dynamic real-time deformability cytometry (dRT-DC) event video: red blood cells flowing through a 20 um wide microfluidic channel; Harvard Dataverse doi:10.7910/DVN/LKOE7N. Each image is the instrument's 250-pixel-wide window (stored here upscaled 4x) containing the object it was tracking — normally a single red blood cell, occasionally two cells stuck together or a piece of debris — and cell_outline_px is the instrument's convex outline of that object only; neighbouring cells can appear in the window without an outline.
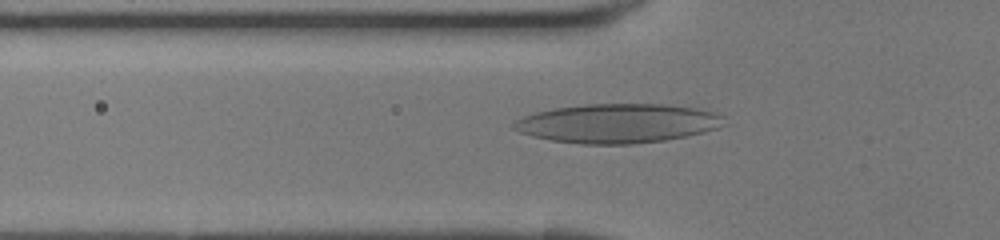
{"species": "human", "species_latin": "Homo sapiens", "temperature_condition": "room temperature", "stored_images_in_passage": 33, "camera_frame_rate_fps": 3000, "um_per_image_px": 0.085, "donor": {"sex": "female"}, "frame": {"image": 1, "passage_image": 6, "time_ms": 1.667, "image_size_px": [1000, 240], "cell_outline_px": [[728, 124], [704, 132], [664, 140], [632, 144], [580, 144], [552, 140], [532, 136], [520, 132], [512, 128], [512, 124], [516, 120], [524, 116], [536, 112], [552, 108], [584, 104], [664, 104], [696, 108], [712, 112], [724, 116]], "centroid_in_image_um": [52.5, 10.48], "position_along_channel_um": 73.3, "area_um2": 48.09}}
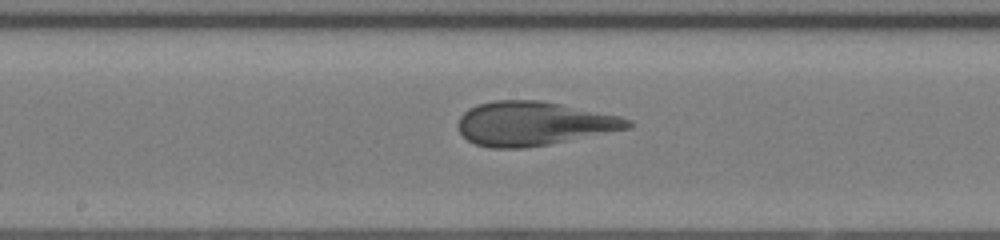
{"frame": {"image": 2, "passage_image": 14, "time_ms": 4.333, "image_size_px": [1000, 240], "cell_outline_px": [[632, 128], [548, 144], [524, 148], [492, 148], [476, 144], [468, 140], [460, 132], [456, 124], [460, 116], [468, 108], [476, 104], [496, 100], [540, 100], [620, 116], [632, 120]], "centroid_in_image_um": [45.33, 10.5], "position_along_channel_um": 202.9, "area_um2": 43.47}}
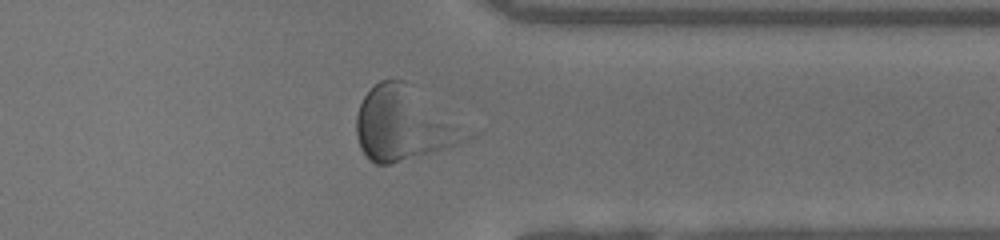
{"frame": {"image": 3, "passage_image": 25, "time_ms": 8.0, "image_size_px": [1000, 240], "cell_outline_px": [[484, 132], [468, 140], [432, 152], [388, 164], [376, 164], [360, 148], [356, 136], [356, 116], [360, 104], [364, 96], [380, 80], [404, 80]], "centroid_in_image_um": [34.55, 10.5], "position_along_channel_um": 376.9, "area_um2": 48.9}}